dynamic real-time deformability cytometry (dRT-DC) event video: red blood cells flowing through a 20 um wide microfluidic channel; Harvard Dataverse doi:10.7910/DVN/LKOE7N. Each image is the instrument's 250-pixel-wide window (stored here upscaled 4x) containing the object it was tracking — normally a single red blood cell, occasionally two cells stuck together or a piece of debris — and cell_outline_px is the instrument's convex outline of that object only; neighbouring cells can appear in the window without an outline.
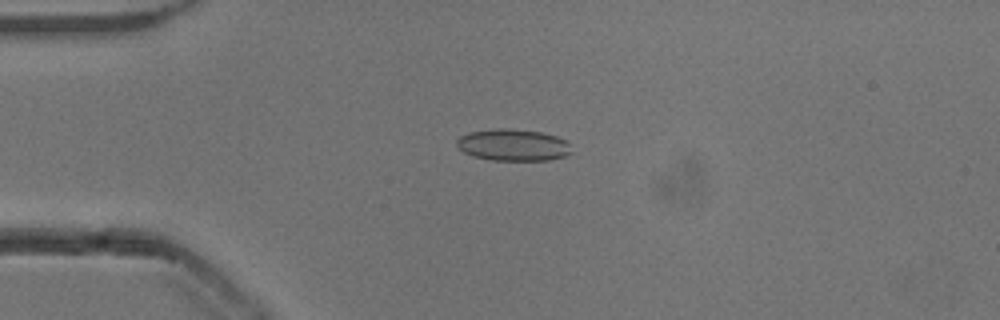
{"species": "common noctule bat (a hibernating species)", "species_latin": "Nyctalus noctula", "temperature_condition": "cold", "stored_images_in_passage": 11, "camera_frame_rate_fps": 3000, "um_per_image_px": 0.085, "animal": {"sex": "male", "body_mass_g": 13.3}, "frame": {"image": 1, "passage_image": 7, "time_ms": 2.0, "image_size_px": [1000, 320], "cell_outline_px": [[572, 152], [564, 156], [548, 160], [492, 160], [476, 156], [464, 152], [456, 144], [456, 140], [460, 136], [472, 132], [496, 128], [508, 128], [540, 132], [556, 136], [564, 140], [568, 144]], "centroid_in_image_um": [43.61, 12.32], "position_along_channel_um": 41.4, "area_um2": 20.92}}